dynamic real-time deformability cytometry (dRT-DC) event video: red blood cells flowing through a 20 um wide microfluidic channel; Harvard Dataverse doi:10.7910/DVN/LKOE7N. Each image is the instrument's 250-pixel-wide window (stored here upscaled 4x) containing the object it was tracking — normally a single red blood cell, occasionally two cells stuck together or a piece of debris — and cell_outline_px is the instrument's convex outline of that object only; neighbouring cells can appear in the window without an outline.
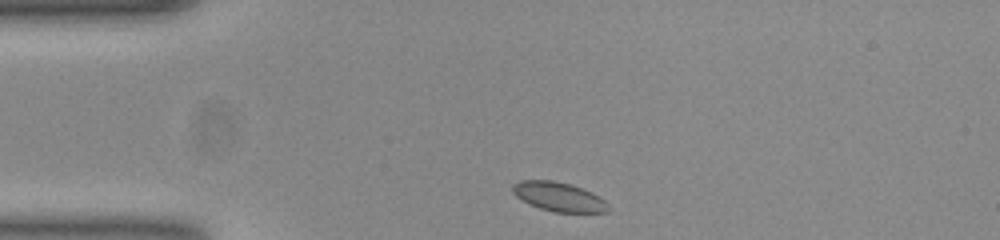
{"species": "common noctule bat (a hibernating species)", "species_latin": "Nyctalus noctula", "temperature_condition": "room temperature", "stored_images_in_passage": 34, "camera_frame_rate_fps": 3000, "um_per_image_px": 0.085, "animal": {"sex": "female", "body_mass_g": 23.0, "forearm_length_mm": 53.4}, "frame": {"image": 1, "passage_image": 1, "time_ms": 0.0, "image_size_px": [1000, 240], "cell_outline_px": [[608, 212], [552, 212], [540, 208], [516, 196], [512, 192], [512, 184], [520, 180], [552, 180], [568, 184], [592, 192], [604, 200], [608, 204]], "centroid_in_image_um": [47.48, 16.72], "position_along_channel_um": 37.5, "area_um2": 16.01}}
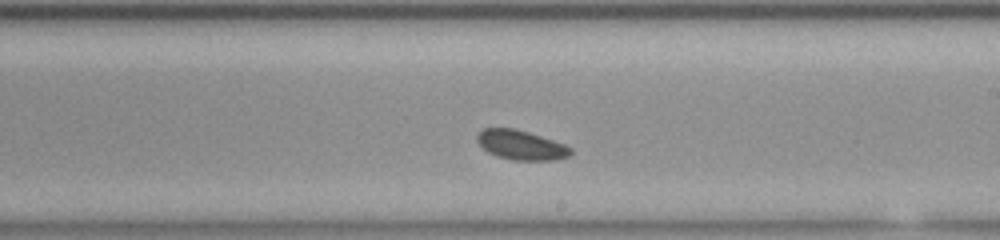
{"frame": {"image": 2, "passage_image": 20, "time_ms": 6.333, "image_size_px": [1000, 240], "cell_outline_px": [[572, 152], [568, 156], [552, 160], [512, 160], [496, 156], [488, 152], [476, 140], [476, 136], [484, 128], [516, 128], [564, 144], [572, 148]], "centroid_in_image_um": [44.27, 12.33], "position_along_channel_um": 244.7, "area_um2": 15.95}}
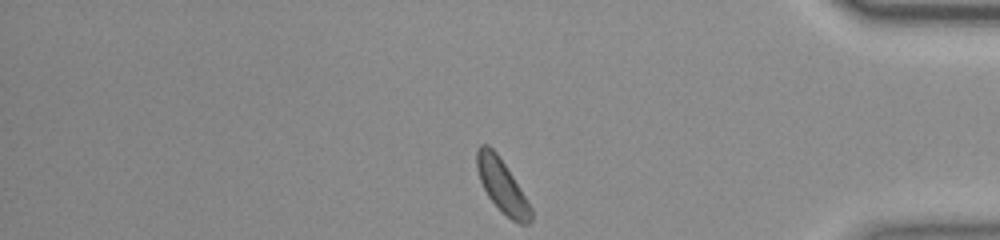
{"frame": {"image": 3, "passage_image": 34, "time_ms": 11.0, "image_size_px": [1000, 240], "cell_outline_px": [[532, 220], [528, 224], [520, 224], [512, 220], [488, 196], [480, 180], [476, 168], [476, 148], [480, 144], [488, 144], [496, 152], [512, 176], [532, 208]], "centroid_in_image_um": [42.65, 15.77], "position_along_channel_um": 392.5, "area_um2": 16.36}}